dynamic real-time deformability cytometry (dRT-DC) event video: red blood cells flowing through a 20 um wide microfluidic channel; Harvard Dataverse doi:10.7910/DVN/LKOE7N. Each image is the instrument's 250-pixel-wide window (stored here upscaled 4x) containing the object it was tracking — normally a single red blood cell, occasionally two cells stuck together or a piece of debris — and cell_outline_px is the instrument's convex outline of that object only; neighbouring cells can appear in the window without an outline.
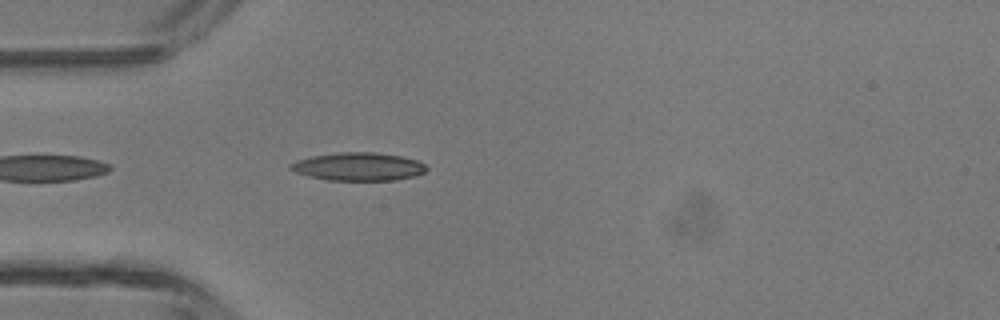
{"species": "common noctule bat (a hibernating species)", "species_latin": "Nyctalus noctula", "temperature_condition": "room temperature", "stored_images_in_passage": 31, "camera_frame_rate_fps": 3000, "um_per_image_px": 0.085, "animal": {"sex": "male", "body_mass_g": 13.3}, "frame": {"image": 1, "passage_image": 2, "time_ms": 0.333, "image_size_px": [1000, 320], "cell_outline_px": [[428, 168], [424, 172], [416, 176], [396, 180], [328, 180], [308, 176], [296, 172], [288, 168], [288, 164], [296, 160], [312, 156], [340, 152], [376, 152], [400, 156], [416, 160], [424, 164]], "centroid_in_image_um": [30.45, 14.16], "position_along_channel_um": 54.6, "area_um2": 22.31}}
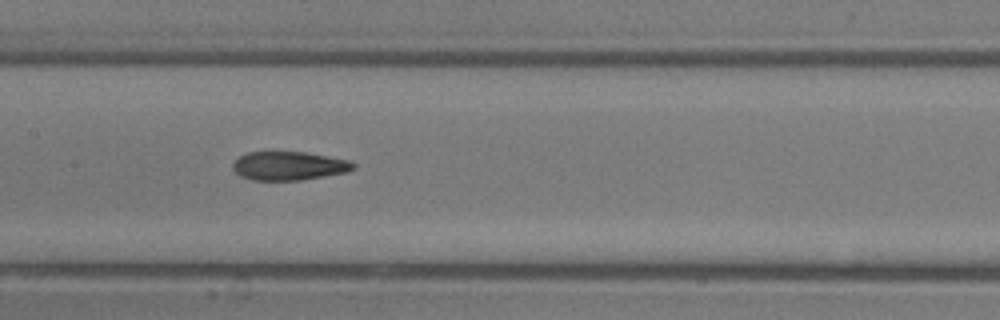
{"frame": {"image": 2, "passage_image": 11, "time_ms": 3.333, "image_size_px": [1000, 320], "cell_outline_px": [[356, 168], [348, 172], [300, 180], [252, 180], [240, 176], [232, 168], [232, 164], [240, 156], [248, 152], [304, 152], [352, 160], [356, 164]], "centroid_in_image_um": [24.6, 14.1], "position_along_channel_um": 182.8, "area_um2": 20.23}}
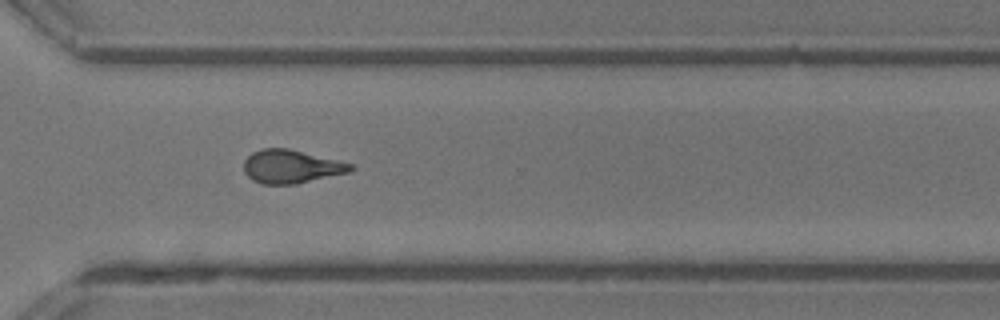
{"frame": {"image": 3, "passage_image": 22, "time_ms": 7.0, "image_size_px": [1000, 320], "cell_outline_px": [[356, 168], [348, 172], [296, 184], [264, 184], [252, 180], [244, 172], [244, 160], [252, 152], [260, 148], [288, 148], [352, 164]], "centroid_in_image_um": [24.71, 14.15], "position_along_channel_um": 345.9, "area_um2": 20.63}, "authors_computed_cell_mechanics": {"area_um2": 20.6346, "velocity_mm_per_s": 4.4623, "shape_relaxation_time_tau1_ms": 6.4157, "shape_relaxation_time_tau2_ms": 2.0716, "deformation_change_tau1": 0.236, "deformation_change_tau2": 0.1151}}